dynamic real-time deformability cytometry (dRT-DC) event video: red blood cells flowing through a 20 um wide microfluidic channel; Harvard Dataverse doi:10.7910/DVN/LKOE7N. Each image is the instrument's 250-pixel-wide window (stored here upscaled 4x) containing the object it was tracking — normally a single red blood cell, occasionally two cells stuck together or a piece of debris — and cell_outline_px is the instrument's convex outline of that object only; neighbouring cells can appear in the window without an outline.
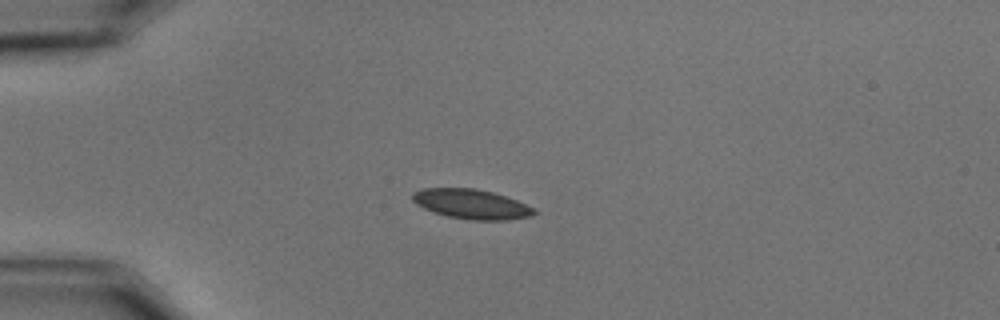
{"species": "common noctule bat (a hibernating species)", "species_latin": "Nyctalus noctula", "temperature_condition": "cold", "stored_images_in_passage": 44, "camera_frame_rate_fps": 3000, "um_per_image_px": 0.085, "animal": {"sex": "male", "body_mass_g": 15.6}, "frame": {"image": 1, "passage_image": 1, "time_ms": 0.0, "image_size_px": [1000, 320], "cell_outline_px": [[536, 212], [532, 216], [508, 220], [468, 220], [448, 216], [432, 212], [416, 204], [412, 200], [412, 192], [424, 188], [476, 188], [492, 192], [516, 200], [536, 208]], "centroid_in_image_um": [40.07, 17.35], "position_along_channel_um": 44.9, "area_um2": 21.15}}
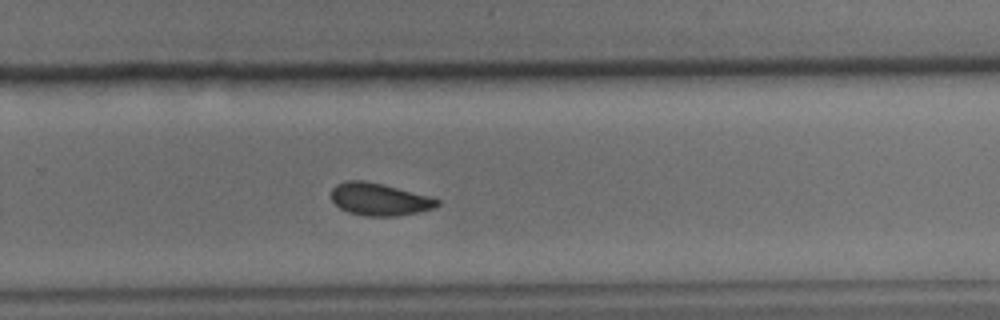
{"frame": {"image": 2, "passage_image": 25, "time_ms": 8.0, "image_size_px": [1000, 320], "cell_outline_px": [[440, 204], [436, 208], [420, 212], [396, 216], [364, 216], [348, 212], [340, 208], [332, 200], [332, 188], [336, 184], [344, 180], [364, 180], [384, 184], [428, 196], [440, 200]], "centroid_in_image_um": [32.25, 16.94], "position_along_channel_um": 297.5, "area_um2": 20.17}}
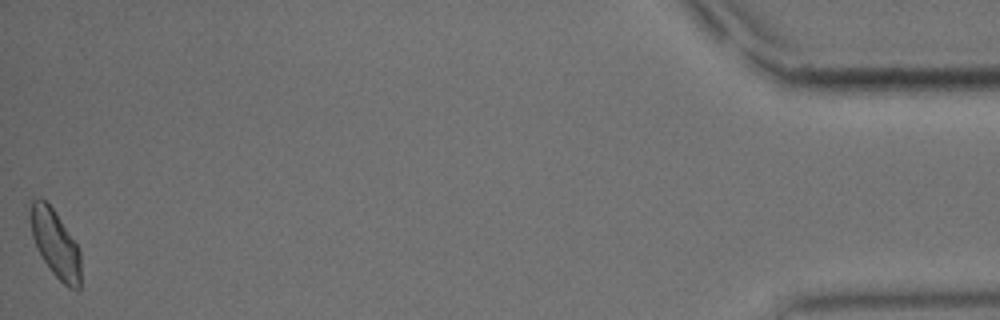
{"frame": {"image": 3, "passage_image": 44, "time_ms": 14.333, "image_size_px": [1000, 320], "cell_outline_px": [[80, 288], [68, 288], [48, 268], [36, 248], [32, 236], [28, 216], [28, 212], [32, 200], [44, 200], [52, 208], [80, 248]], "centroid_in_image_um": [4.68, 20.72], "position_along_channel_um": 430.5, "area_um2": 19.83}, "authors_computed_cell_mechanics": {"area_um2": 20.4612, "velocity_mm_per_s": 3.4689, "shape_relaxation_time_tau1_ms": 4.9859, "shape_relaxation_time_tau2_ms": 4.9053, "deformation_change_tau1": 0.1041, "deformation_change_tau2": 0.0875}}